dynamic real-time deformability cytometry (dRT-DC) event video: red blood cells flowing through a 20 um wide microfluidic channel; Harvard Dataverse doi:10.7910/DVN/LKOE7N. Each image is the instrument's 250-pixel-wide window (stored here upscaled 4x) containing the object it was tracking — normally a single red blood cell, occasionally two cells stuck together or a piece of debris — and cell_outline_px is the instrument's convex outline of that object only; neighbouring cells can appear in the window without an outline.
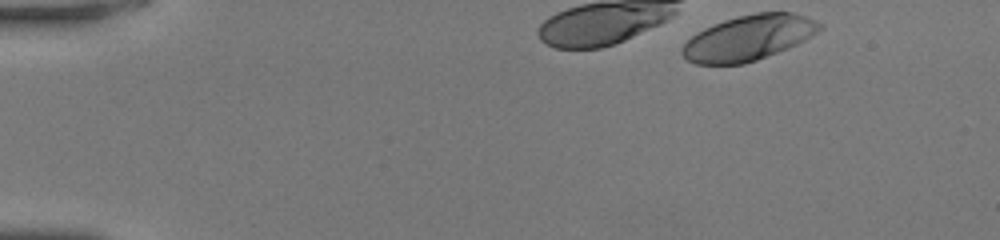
{"species": "human", "species_latin": "Homo sapiens", "temperature_condition": "room temperature", "stored_images_in_passage": 15, "camera_frame_rate_fps": 3000, "um_per_image_px": 0.085, "donor": {"sex": "female"}, "frame": {"image": 1, "passage_image": 1, "time_ms": 0.0, "image_size_px": [1000, 240], "cell_outline_px": [[824, 28], [804, 40], [788, 48], [756, 60], [744, 64], [696, 64], [688, 60], [680, 52], [680, 48], [696, 32], [704, 28], [724, 20], [756, 12], [792, 12], [804, 16], [824, 24]], "centroid_in_image_um": [63.63, 3.21], "position_along_channel_um": 21.4, "area_um2": 36.13}}